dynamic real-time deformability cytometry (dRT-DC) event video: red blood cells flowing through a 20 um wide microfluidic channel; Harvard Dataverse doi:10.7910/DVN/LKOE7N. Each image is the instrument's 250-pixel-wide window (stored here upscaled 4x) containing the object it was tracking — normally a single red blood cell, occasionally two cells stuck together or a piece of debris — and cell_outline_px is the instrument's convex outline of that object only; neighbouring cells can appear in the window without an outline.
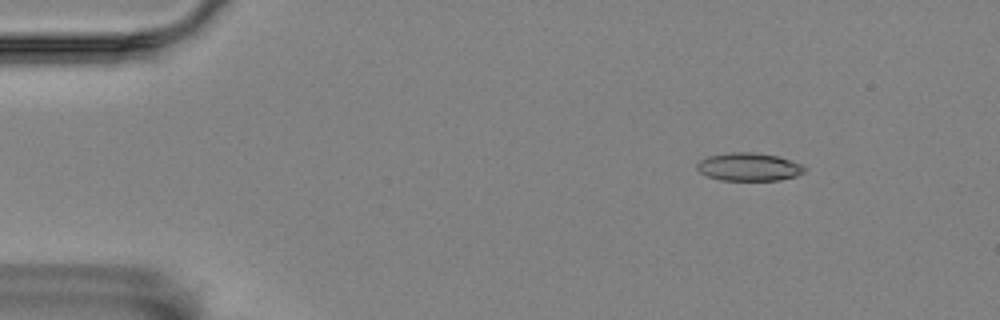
{"species": "Egyptian fruit bat (a non-hibernating species)", "species_latin": "Rousettus aegyptiacus", "temperature_condition": "room temperature", "stored_images_in_passage": 9, "camera_frame_rate_fps": 3000, "um_per_image_px": 0.085, "animal": {"sex": "female"}, "frame": {"image": 1, "passage_image": 1, "time_ms": 0.0, "image_size_px": [1000, 320], "cell_outline_px": [[808, 168], [804, 172], [796, 176], [780, 180], [720, 180], [708, 176], [700, 172], [696, 168], [696, 164], [700, 160], [708, 156], [732, 152], [752, 152], [776, 156], [800, 164]], "centroid_in_image_um": [63.64, 14.19], "position_along_channel_um": 21.4, "area_um2": 17.46}}
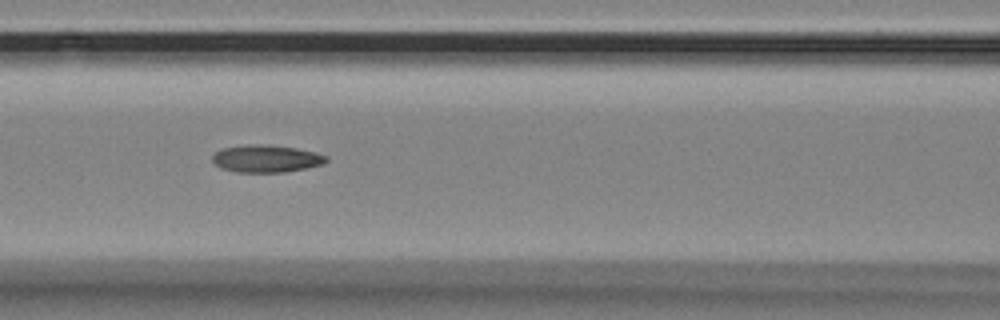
{"frame": {"image": 2, "passage_image": 6, "time_ms": 1.667, "image_size_px": [1000, 320], "cell_outline_px": [[328, 160], [320, 164], [304, 168], [284, 172], [236, 172], [220, 168], [212, 160], [212, 156], [216, 152], [224, 148], [248, 144], [260, 144], [296, 148], [328, 156]], "centroid_in_image_um": [22.59, 13.48], "position_along_channel_um": 144.0, "area_um2": 17.86}}
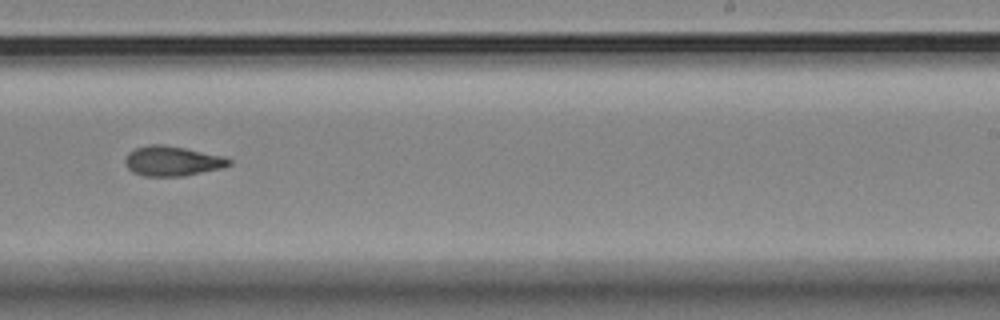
{"frame": {"image": 3, "passage_image": 9, "time_ms": 2.667, "image_size_px": [1000, 320], "cell_outline_px": [[232, 164], [220, 168], [184, 176], [144, 176], [132, 172], [128, 168], [124, 160], [128, 152], [136, 148], [148, 144], [164, 144], [184, 148], [220, 156], [232, 160]], "centroid_in_image_um": [14.59, 13.69], "position_along_channel_um": 274.4, "area_um2": 17.92}}